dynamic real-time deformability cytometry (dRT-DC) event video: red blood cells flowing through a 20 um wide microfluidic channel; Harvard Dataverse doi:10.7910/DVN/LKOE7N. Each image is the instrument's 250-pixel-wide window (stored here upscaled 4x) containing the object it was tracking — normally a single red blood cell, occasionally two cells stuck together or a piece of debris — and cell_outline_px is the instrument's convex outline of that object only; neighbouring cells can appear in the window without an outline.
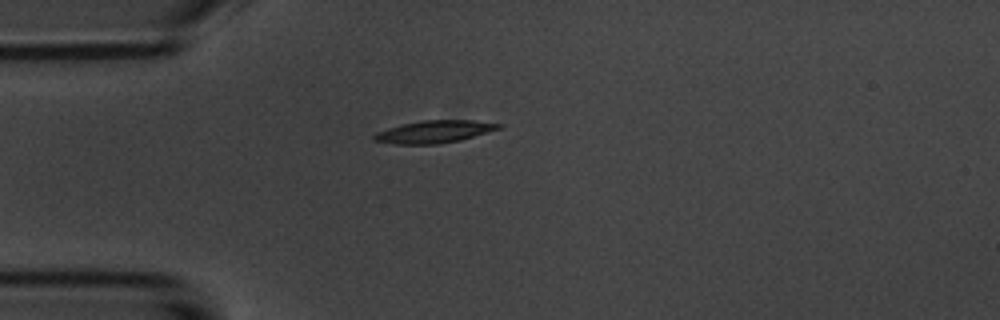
{"species": "common noctule bat (a hibernating species)", "species_latin": "Nyctalus noctula", "temperature_condition": "room temperature", "stored_images_in_passage": 1, "camera_frame_rate_fps": 3000, "um_per_image_px": 0.085, "animal": {"sex": "male", "body_mass_g": 20.1, "forearm_length_mm": 53.5}, "frame": {"image": 1, "passage_image": 1, "time_ms": 0.0, "image_size_px": [1000, 320], "cell_outline_px": [[504, 124], [500, 128], [460, 140], [440, 144], [396, 144], [372, 140], [372, 136], [376, 132], [388, 128], [404, 124], [424, 120], [472, 120]], "centroid_in_image_um": [36.89, 11.2], "position_along_channel_um": 48.1, "area_um2": 16.13}}